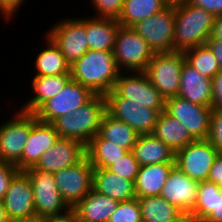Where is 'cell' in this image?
Returning <instances> with one entry per match:
<instances>
[{
    "instance_id": "9",
    "label": "cell",
    "mask_w": 222,
    "mask_h": 222,
    "mask_svg": "<svg viewBox=\"0 0 222 222\" xmlns=\"http://www.w3.org/2000/svg\"><path fill=\"white\" fill-rule=\"evenodd\" d=\"M94 96L90 89L71 79L55 97L45 101L34 114L39 121L52 123L58 117L85 105Z\"/></svg>"
},
{
    "instance_id": "30",
    "label": "cell",
    "mask_w": 222,
    "mask_h": 222,
    "mask_svg": "<svg viewBox=\"0 0 222 222\" xmlns=\"http://www.w3.org/2000/svg\"><path fill=\"white\" fill-rule=\"evenodd\" d=\"M99 134L128 152L133 150L139 136L131 126L113 118L107 112L104 113L101 119Z\"/></svg>"
},
{
    "instance_id": "32",
    "label": "cell",
    "mask_w": 222,
    "mask_h": 222,
    "mask_svg": "<svg viewBox=\"0 0 222 222\" xmlns=\"http://www.w3.org/2000/svg\"><path fill=\"white\" fill-rule=\"evenodd\" d=\"M222 201V186L205 180L200 181L197 191V201L191 214L196 222H203Z\"/></svg>"
},
{
    "instance_id": "52",
    "label": "cell",
    "mask_w": 222,
    "mask_h": 222,
    "mask_svg": "<svg viewBox=\"0 0 222 222\" xmlns=\"http://www.w3.org/2000/svg\"><path fill=\"white\" fill-rule=\"evenodd\" d=\"M74 222H87V221H84V220H82V219H79V218L75 215V213H74Z\"/></svg>"
},
{
    "instance_id": "43",
    "label": "cell",
    "mask_w": 222,
    "mask_h": 222,
    "mask_svg": "<svg viewBox=\"0 0 222 222\" xmlns=\"http://www.w3.org/2000/svg\"><path fill=\"white\" fill-rule=\"evenodd\" d=\"M207 180L222 186V153H218L214 159Z\"/></svg>"
},
{
    "instance_id": "26",
    "label": "cell",
    "mask_w": 222,
    "mask_h": 222,
    "mask_svg": "<svg viewBox=\"0 0 222 222\" xmlns=\"http://www.w3.org/2000/svg\"><path fill=\"white\" fill-rule=\"evenodd\" d=\"M152 135L160 139L174 152L195 140L186 127L165 110L159 114Z\"/></svg>"
},
{
    "instance_id": "47",
    "label": "cell",
    "mask_w": 222,
    "mask_h": 222,
    "mask_svg": "<svg viewBox=\"0 0 222 222\" xmlns=\"http://www.w3.org/2000/svg\"><path fill=\"white\" fill-rule=\"evenodd\" d=\"M203 222H222V201Z\"/></svg>"
},
{
    "instance_id": "17",
    "label": "cell",
    "mask_w": 222,
    "mask_h": 222,
    "mask_svg": "<svg viewBox=\"0 0 222 222\" xmlns=\"http://www.w3.org/2000/svg\"><path fill=\"white\" fill-rule=\"evenodd\" d=\"M86 157V145L72 138H60L48 149L33 166L34 168L56 173L78 164Z\"/></svg>"
},
{
    "instance_id": "37",
    "label": "cell",
    "mask_w": 222,
    "mask_h": 222,
    "mask_svg": "<svg viewBox=\"0 0 222 222\" xmlns=\"http://www.w3.org/2000/svg\"><path fill=\"white\" fill-rule=\"evenodd\" d=\"M207 140L222 153V109H212Z\"/></svg>"
},
{
    "instance_id": "31",
    "label": "cell",
    "mask_w": 222,
    "mask_h": 222,
    "mask_svg": "<svg viewBox=\"0 0 222 222\" xmlns=\"http://www.w3.org/2000/svg\"><path fill=\"white\" fill-rule=\"evenodd\" d=\"M167 6L164 0H124L122 12L117 20L121 26L132 27L137 22L157 14Z\"/></svg>"
},
{
    "instance_id": "40",
    "label": "cell",
    "mask_w": 222,
    "mask_h": 222,
    "mask_svg": "<svg viewBox=\"0 0 222 222\" xmlns=\"http://www.w3.org/2000/svg\"><path fill=\"white\" fill-rule=\"evenodd\" d=\"M212 109H222V70H220L212 79Z\"/></svg>"
},
{
    "instance_id": "23",
    "label": "cell",
    "mask_w": 222,
    "mask_h": 222,
    "mask_svg": "<svg viewBox=\"0 0 222 222\" xmlns=\"http://www.w3.org/2000/svg\"><path fill=\"white\" fill-rule=\"evenodd\" d=\"M174 166L175 163L140 166L134 182L136 198L160 196L161 190Z\"/></svg>"
},
{
    "instance_id": "8",
    "label": "cell",
    "mask_w": 222,
    "mask_h": 222,
    "mask_svg": "<svg viewBox=\"0 0 222 222\" xmlns=\"http://www.w3.org/2000/svg\"><path fill=\"white\" fill-rule=\"evenodd\" d=\"M24 171L30 178L33 188L37 217L60 215L71 209L58 191L53 173L44 172L34 167H29Z\"/></svg>"
},
{
    "instance_id": "20",
    "label": "cell",
    "mask_w": 222,
    "mask_h": 222,
    "mask_svg": "<svg viewBox=\"0 0 222 222\" xmlns=\"http://www.w3.org/2000/svg\"><path fill=\"white\" fill-rule=\"evenodd\" d=\"M179 97L201 106L211 107V79L184 61L181 69Z\"/></svg>"
},
{
    "instance_id": "50",
    "label": "cell",
    "mask_w": 222,
    "mask_h": 222,
    "mask_svg": "<svg viewBox=\"0 0 222 222\" xmlns=\"http://www.w3.org/2000/svg\"><path fill=\"white\" fill-rule=\"evenodd\" d=\"M10 222H42V218L36 216L29 219L11 220Z\"/></svg>"
},
{
    "instance_id": "16",
    "label": "cell",
    "mask_w": 222,
    "mask_h": 222,
    "mask_svg": "<svg viewBox=\"0 0 222 222\" xmlns=\"http://www.w3.org/2000/svg\"><path fill=\"white\" fill-rule=\"evenodd\" d=\"M2 202L10 221L36 217L33 188L24 170L13 176Z\"/></svg>"
},
{
    "instance_id": "46",
    "label": "cell",
    "mask_w": 222,
    "mask_h": 222,
    "mask_svg": "<svg viewBox=\"0 0 222 222\" xmlns=\"http://www.w3.org/2000/svg\"><path fill=\"white\" fill-rule=\"evenodd\" d=\"M212 39L222 41V15L217 16L214 21L212 33L210 36Z\"/></svg>"
},
{
    "instance_id": "15",
    "label": "cell",
    "mask_w": 222,
    "mask_h": 222,
    "mask_svg": "<svg viewBox=\"0 0 222 222\" xmlns=\"http://www.w3.org/2000/svg\"><path fill=\"white\" fill-rule=\"evenodd\" d=\"M165 111L183 124L195 139H207L212 108L191 103L179 96L166 99Z\"/></svg>"
},
{
    "instance_id": "36",
    "label": "cell",
    "mask_w": 222,
    "mask_h": 222,
    "mask_svg": "<svg viewBox=\"0 0 222 222\" xmlns=\"http://www.w3.org/2000/svg\"><path fill=\"white\" fill-rule=\"evenodd\" d=\"M108 222H142L140 206L137 198L119 202Z\"/></svg>"
},
{
    "instance_id": "10",
    "label": "cell",
    "mask_w": 222,
    "mask_h": 222,
    "mask_svg": "<svg viewBox=\"0 0 222 222\" xmlns=\"http://www.w3.org/2000/svg\"><path fill=\"white\" fill-rule=\"evenodd\" d=\"M71 65L88 50L86 18H68L55 24L47 33Z\"/></svg>"
},
{
    "instance_id": "25",
    "label": "cell",
    "mask_w": 222,
    "mask_h": 222,
    "mask_svg": "<svg viewBox=\"0 0 222 222\" xmlns=\"http://www.w3.org/2000/svg\"><path fill=\"white\" fill-rule=\"evenodd\" d=\"M132 152L140 166L175 163V152L152 134L139 135Z\"/></svg>"
},
{
    "instance_id": "7",
    "label": "cell",
    "mask_w": 222,
    "mask_h": 222,
    "mask_svg": "<svg viewBox=\"0 0 222 222\" xmlns=\"http://www.w3.org/2000/svg\"><path fill=\"white\" fill-rule=\"evenodd\" d=\"M133 74L125 76V72H122V74L120 72L113 90L106 94L105 97L128 98L143 107L165 110V98L151 84L146 73L133 72Z\"/></svg>"
},
{
    "instance_id": "13",
    "label": "cell",
    "mask_w": 222,
    "mask_h": 222,
    "mask_svg": "<svg viewBox=\"0 0 222 222\" xmlns=\"http://www.w3.org/2000/svg\"><path fill=\"white\" fill-rule=\"evenodd\" d=\"M106 112L131 126L139 135L152 134L159 114L164 110L143 107L128 98L105 97Z\"/></svg>"
},
{
    "instance_id": "51",
    "label": "cell",
    "mask_w": 222,
    "mask_h": 222,
    "mask_svg": "<svg viewBox=\"0 0 222 222\" xmlns=\"http://www.w3.org/2000/svg\"><path fill=\"white\" fill-rule=\"evenodd\" d=\"M164 1L167 3V5L175 6L178 4H182V3L186 2L187 0H164Z\"/></svg>"
},
{
    "instance_id": "38",
    "label": "cell",
    "mask_w": 222,
    "mask_h": 222,
    "mask_svg": "<svg viewBox=\"0 0 222 222\" xmlns=\"http://www.w3.org/2000/svg\"><path fill=\"white\" fill-rule=\"evenodd\" d=\"M91 2L98 15L96 17L118 19L124 0H91Z\"/></svg>"
},
{
    "instance_id": "41",
    "label": "cell",
    "mask_w": 222,
    "mask_h": 222,
    "mask_svg": "<svg viewBox=\"0 0 222 222\" xmlns=\"http://www.w3.org/2000/svg\"><path fill=\"white\" fill-rule=\"evenodd\" d=\"M186 2L210 12L215 17L222 15V0H187Z\"/></svg>"
},
{
    "instance_id": "5",
    "label": "cell",
    "mask_w": 222,
    "mask_h": 222,
    "mask_svg": "<svg viewBox=\"0 0 222 222\" xmlns=\"http://www.w3.org/2000/svg\"><path fill=\"white\" fill-rule=\"evenodd\" d=\"M185 57L182 51L155 53L145 70L151 84L166 99L178 96L181 69Z\"/></svg>"
},
{
    "instance_id": "18",
    "label": "cell",
    "mask_w": 222,
    "mask_h": 222,
    "mask_svg": "<svg viewBox=\"0 0 222 222\" xmlns=\"http://www.w3.org/2000/svg\"><path fill=\"white\" fill-rule=\"evenodd\" d=\"M198 186V181L191 179L175 165L169 173L160 196L182 212L191 213L197 201Z\"/></svg>"
},
{
    "instance_id": "12",
    "label": "cell",
    "mask_w": 222,
    "mask_h": 222,
    "mask_svg": "<svg viewBox=\"0 0 222 222\" xmlns=\"http://www.w3.org/2000/svg\"><path fill=\"white\" fill-rule=\"evenodd\" d=\"M217 155L207 139H197L175 152V165L191 179L205 181Z\"/></svg>"
},
{
    "instance_id": "33",
    "label": "cell",
    "mask_w": 222,
    "mask_h": 222,
    "mask_svg": "<svg viewBox=\"0 0 222 222\" xmlns=\"http://www.w3.org/2000/svg\"><path fill=\"white\" fill-rule=\"evenodd\" d=\"M137 200L140 206L142 222H167L182 212L161 196L137 198Z\"/></svg>"
},
{
    "instance_id": "2",
    "label": "cell",
    "mask_w": 222,
    "mask_h": 222,
    "mask_svg": "<svg viewBox=\"0 0 222 222\" xmlns=\"http://www.w3.org/2000/svg\"><path fill=\"white\" fill-rule=\"evenodd\" d=\"M215 16L187 2L176 5L174 51L204 45L210 38Z\"/></svg>"
},
{
    "instance_id": "1",
    "label": "cell",
    "mask_w": 222,
    "mask_h": 222,
    "mask_svg": "<svg viewBox=\"0 0 222 222\" xmlns=\"http://www.w3.org/2000/svg\"><path fill=\"white\" fill-rule=\"evenodd\" d=\"M119 73L113 51L88 50L70 65L72 80L95 95L105 96L111 92Z\"/></svg>"
},
{
    "instance_id": "4",
    "label": "cell",
    "mask_w": 222,
    "mask_h": 222,
    "mask_svg": "<svg viewBox=\"0 0 222 222\" xmlns=\"http://www.w3.org/2000/svg\"><path fill=\"white\" fill-rule=\"evenodd\" d=\"M154 54V51L150 48L146 40L132 29V27H119L113 56L117 68L121 73L123 70H128L129 73L145 72Z\"/></svg>"
},
{
    "instance_id": "49",
    "label": "cell",
    "mask_w": 222,
    "mask_h": 222,
    "mask_svg": "<svg viewBox=\"0 0 222 222\" xmlns=\"http://www.w3.org/2000/svg\"><path fill=\"white\" fill-rule=\"evenodd\" d=\"M0 222H10L2 201H0Z\"/></svg>"
},
{
    "instance_id": "22",
    "label": "cell",
    "mask_w": 222,
    "mask_h": 222,
    "mask_svg": "<svg viewBox=\"0 0 222 222\" xmlns=\"http://www.w3.org/2000/svg\"><path fill=\"white\" fill-rule=\"evenodd\" d=\"M119 202L93 188L73 208L75 215L87 222H108Z\"/></svg>"
},
{
    "instance_id": "3",
    "label": "cell",
    "mask_w": 222,
    "mask_h": 222,
    "mask_svg": "<svg viewBox=\"0 0 222 222\" xmlns=\"http://www.w3.org/2000/svg\"><path fill=\"white\" fill-rule=\"evenodd\" d=\"M106 112L104 95H95L72 113L60 116L51 124L60 138H72L85 145L99 133L101 119Z\"/></svg>"
},
{
    "instance_id": "44",
    "label": "cell",
    "mask_w": 222,
    "mask_h": 222,
    "mask_svg": "<svg viewBox=\"0 0 222 222\" xmlns=\"http://www.w3.org/2000/svg\"><path fill=\"white\" fill-rule=\"evenodd\" d=\"M212 53L215 55L216 60L220 65V70H222V41L212 39L211 37L205 43Z\"/></svg>"
},
{
    "instance_id": "11",
    "label": "cell",
    "mask_w": 222,
    "mask_h": 222,
    "mask_svg": "<svg viewBox=\"0 0 222 222\" xmlns=\"http://www.w3.org/2000/svg\"><path fill=\"white\" fill-rule=\"evenodd\" d=\"M94 166L85 157L81 162L54 173L58 191L73 209L93 188Z\"/></svg>"
},
{
    "instance_id": "14",
    "label": "cell",
    "mask_w": 222,
    "mask_h": 222,
    "mask_svg": "<svg viewBox=\"0 0 222 222\" xmlns=\"http://www.w3.org/2000/svg\"><path fill=\"white\" fill-rule=\"evenodd\" d=\"M32 129V113L18 111L15 117L0 124V160L16 164Z\"/></svg>"
},
{
    "instance_id": "48",
    "label": "cell",
    "mask_w": 222,
    "mask_h": 222,
    "mask_svg": "<svg viewBox=\"0 0 222 222\" xmlns=\"http://www.w3.org/2000/svg\"><path fill=\"white\" fill-rule=\"evenodd\" d=\"M167 222H196V219L191 213L181 212L178 216L171 220H168Z\"/></svg>"
},
{
    "instance_id": "27",
    "label": "cell",
    "mask_w": 222,
    "mask_h": 222,
    "mask_svg": "<svg viewBox=\"0 0 222 222\" xmlns=\"http://www.w3.org/2000/svg\"><path fill=\"white\" fill-rule=\"evenodd\" d=\"M71 75L34 76V96L19 110L34 113L45 101L55 97L71 80Z\"/></svg>"
},
{
    "instance_id": "39",
    "label": "cell",
    "mask_w": 222,
    "mask_h": 222,
    "mask_svg": "<svg viewBox=\"0 0 222 222\" xmlns=\"http://www.w3.org/2000/svg\"><path fill=\"white\" fill-rule=\"evenodd\" d=\"M18 171L14 164L0 160V201H3L9 184Z\"/></svg>"
},
{
    "instance_id": "34",
    "label": "cell",
    "mask_w": 222,
    "mask_h": 222,
    "mask_svg": "<svg viewBox=\"0 0 222 222\" xmlns=\"http://www.w3.org/2000/svg\"><path fill=\"white\" fill-rule=\"evenodd\" d=\"M183 54L189 65L210 79L220 71L215 55L206 44L186 49Z\"/></svg>"
},
{
    "instance_id": "29",
    "label": "cell",
    "mask_w": 222,
    "mask_h": 222,
    "mask_svg": "<svg viewBox=\"0 0 222 222\" xmlns=\"http://www.w3.org/2000/svg\"><path fill=\"white\" fill-rule=\"evenodd\" d=\"M46 47L35 60V76L70 75V64L53 40L46 36ZM48 41V42H47Z\"/></svg>"
},
{
    "instance_id": "6",
    "label": "cell",
    "mask_w": 222,
    "mask_h": 222,
    "mask_svg": "<svg viewBox=\"0 0 222 222\" xmlns=\"http://www.w3.org/2000/svg\"><path fill=\"white\" fill-rule=\"evenodd\" d=\"M176 5H168L157 14L132 26L149 44L154 53L174 51Z\"/></svg>"
},
{
    "instance_id": "35",
    "label": "cell",
    "mask_w": 222,
    "mask_h": 222,
    "mask_svg": "<svg viewBox=\"0 0 222 222\" xmlns=\"http://www.w3.org/2000/svg\"><path fill=\"white\" fill-rule=\"evenodd\" d=\"M139 167L140 165L137 159L135 158L133 152L130 151L127 152L124 156L120 157V159L117 161L113 162L108 170L125 179L135 182Z\"/></svg>"
},
{
    "instance_id": "42",
    "label": "cell",
    "mask_w": 222,
    "mask_h": 222,
    "mask_svg": "<svg viewBox=\"0 0 222 222\" xmlns=\"http://www.w3.org/2000/svg\"><path fill=\"white\" fill-rule=\"evenodd\" d=\"M25 0H0V13L4 16V18L10 19L15 13L17 14L18 8Z\"/></svg>"
},
{
    "instance_id": "45",
    "label": "cell",
    "mask_w": 222,
    "mask_h": 222,
    "mask_svg": "<svg viewBox=\"0 0 222 222\" xmlns=\"http://www.w3.org/2000/svg\"><path fill=\"white\" fill-rule=\"evenodd\" d=\"M42 222H74V211L70 209L60 215L42 217Z\"/></svg>"
},
{
    "instance_id": "21",
    "label": "cell",
    "mask_w": 222,
    "mask_h": 222,
    "mask_svg": "<svg viewBox=\"0 0 222 222\" xmlns=\"http://www.w3.org/2000/svg\"><path fill=\"white\" fill-rule=\"evenodd\" d=\"M93 189L118 202L136 198L134 181L125 179L108 169L94 168Z\"/></svg>"
},
{
    "instance_id": "28",
    "label": "cell",
    "mask_w": 222,
    "mask_h": 222,
    "mask_svg": "<svg viewBox=\"0 0 222 222\" xmlns=\"http://www.w3.org/2000/svg\"><path fill=\"white\" fill-rule=\"evenodd\" d=\"M128 151L104 139L99 133L86 144V157L94 168L108 169Z\"/></svg>"
},
{
    "instance_id": "19",
    "label": "cell",
    "mask_w": 222,
    "mask_h": 222,
    "mask_svg": "<svg viewBox=\"0 0 222 222\" xmlns=\"http://www.w3.org/2000/svg\"><path fill=\"white\" fill-rule=\"evenodd\" d=\"M59 139L51 123H44L37 119L32 113V129L29 138L24 145L21 159L15 164L18 170L33 167L40 157L50 149Z\"/></svg>"
},
{
    "instance_id": "24",
    "label": "cell",
    "mask_w": 222,
    "mask_h": 222,
    "mask_svg": "<svg viewBox=\"0 0 222 222\" xmlns=\"http://www.w3.org/2000/svg\"><path fill=\"white\" fill-rule=\"evenodd\" d=\"M120 26L114 18H86V40L89 50L113 51Z\"/></svg>"
}]
</instances>
